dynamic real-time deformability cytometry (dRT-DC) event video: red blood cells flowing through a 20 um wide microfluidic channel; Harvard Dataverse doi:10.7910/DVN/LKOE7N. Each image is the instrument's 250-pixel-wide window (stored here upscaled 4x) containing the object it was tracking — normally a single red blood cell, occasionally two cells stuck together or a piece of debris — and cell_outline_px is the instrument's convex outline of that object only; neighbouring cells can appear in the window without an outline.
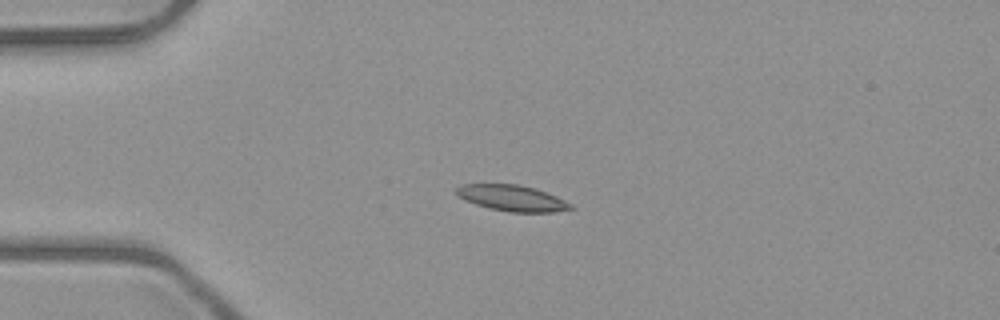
{"species": "common noctule bat (a hibernating species)", "species_latin": "Nyctalus noctula", "temperature_condition": "room temperature", "stored_images_in_passage": 7, "camera_frame_rate_fps": 3000, "um_per_image_px": 0.085, "animal": {"sex": "male", "body_mass_g": 23.1, "forearm_length_mm": 52.7}, "frame": {"image": 1, "passage_image": 3, "time_ms": 2.333, "image_size_px": [1000, 320], "cell_outline_px": [[576, 208], [556, 212], [508, 212], [488, 208], [464, 200], [452, 188], [460, 184], [516, 184], [532, 188], [556, 196], [572, 204]], "centroid_in_image_um": [43.5, 16.84], "position_along_channel_um": 41.5, "area_um2": 17.34}}
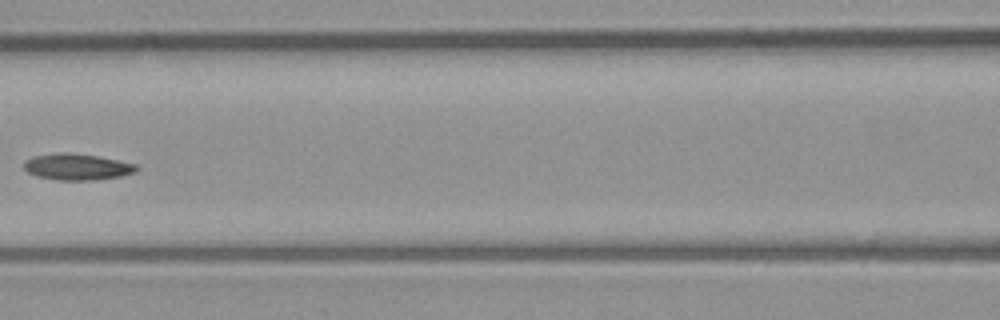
{"frame": {"image": 2, "passage_image": 6, "time_ms": 6.0, "image_size_px": [1000, 320], "cell_outline_px": [[140, 168], [136, 172], [120, 176], [96, 180], [56, 180], [36, 176], [28, 172], [24, 168], [24, 160], [32, 156], [60, 152], [64, 152], [96, 156], [136, 164]], "centroid_in_image_um": [6.53, 14.19], "position_along_channel_um": 160.1, "area_um2": 17.28}}
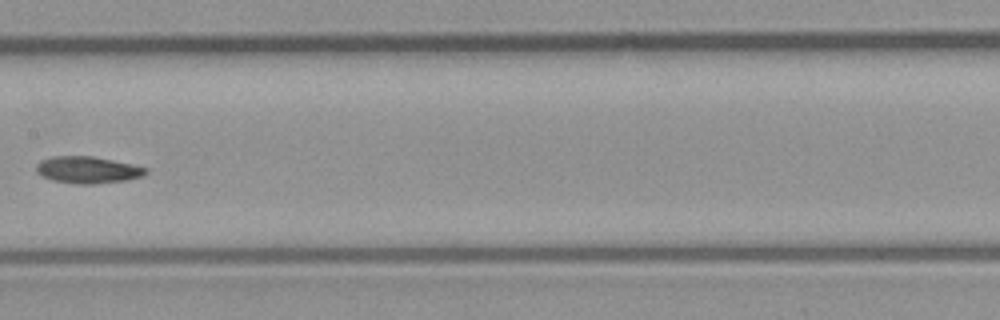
{"frame": {"image": 3, "passage_image": 7, "time_ms": 7.0, "image_size_px": [1000, 320], "cell_outline_px": [[148, 172], [144, 176], [128, 180], [96, 184], [76, 184], [52, 180], [36, 172], [36, 164], [40, 160], [52, 156], [92, 156], [132, 164], [148, 168]], "centroid_in_image_um": [7.47, 14.44], "position_along_channel_um": 199.9, "area_um2": 17.28}}